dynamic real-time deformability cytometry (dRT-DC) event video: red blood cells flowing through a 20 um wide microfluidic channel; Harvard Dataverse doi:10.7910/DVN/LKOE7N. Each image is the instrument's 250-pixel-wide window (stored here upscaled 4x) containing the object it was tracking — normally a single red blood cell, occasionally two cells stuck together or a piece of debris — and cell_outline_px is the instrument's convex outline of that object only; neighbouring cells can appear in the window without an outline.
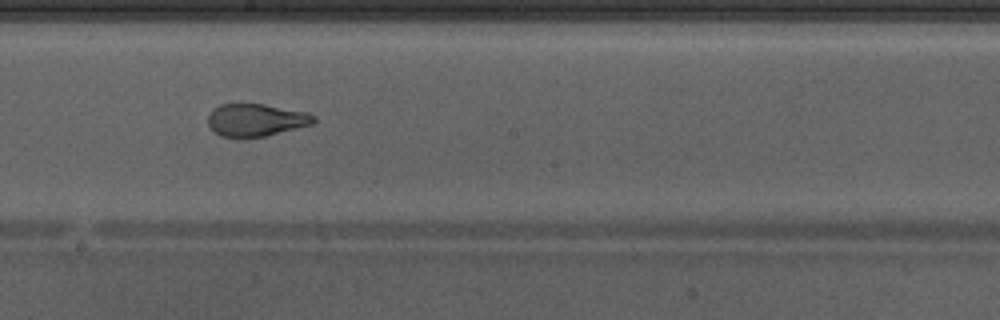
{"species": "Egyptian fruit bat (a non-hibernating species)", "species_latin": "Rousettus aegyptiacus", "temperature_condition": "warm", "stored_images_in_passage": 49, "camera_frame_rate_fps": 3000, "um_per_image_px": 0.085, "animal": {"sex": "male"}, "frame": {"image": 1, "passage_image": 28, "time_ms": 9.0, "image_size_px": [1000, 320], "cell_outline_px": [[316, 120], [312, 124], [264, 136], [244, 140], [220, 136], [208, 124], [208, 116], [212, 108], [220, 104], [264, 104], [308, 112], [316, 116]], "centroid_in_image_um": [21.73, 10.22], "position_along_channel_um": 226.5, "area_um2": 20.4}, "authors_computed_cell_mechanics": {"area_um2": 24.3916, "velocity_mm_per_s": 4.2701, "shape_relaxation_time_tau1_ms": 4.6414, "shape_relaxation_time_tau2_ms": 0.9821, "deformation_change_tau1": 0.2035, "deformation_change_tau2": 0.0728}}